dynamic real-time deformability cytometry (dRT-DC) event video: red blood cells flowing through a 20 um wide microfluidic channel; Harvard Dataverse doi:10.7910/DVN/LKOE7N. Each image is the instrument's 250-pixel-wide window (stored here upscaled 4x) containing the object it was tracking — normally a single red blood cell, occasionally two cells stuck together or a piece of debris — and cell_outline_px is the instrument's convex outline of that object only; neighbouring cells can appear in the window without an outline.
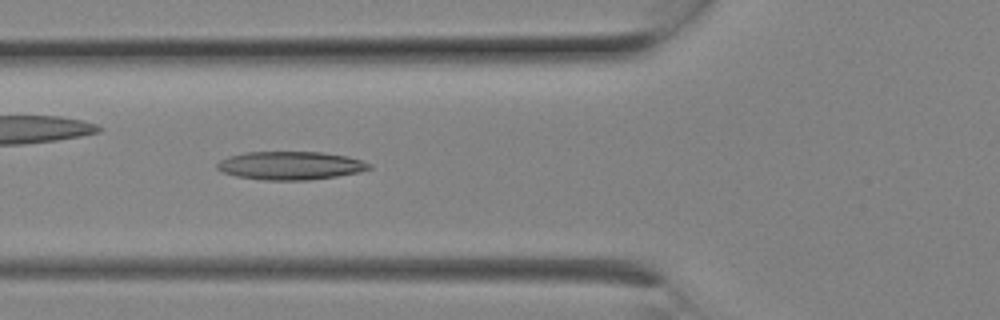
{"species": "Egyptian fruit bat (a non-hibernating species)", "species_latin": "Rousettus aegyptiacus", "temperature_condition": "room temperature", "stored_images_in_passage": 8, "camera_frame_rate_fps": 3000, "um_per_image_px": 0.085, "animal": {"sex": "female"}, "frame": {"image": 1, "passage_image": 7, "time_ms": 2.0, "image_size_px": [1000, 320], "cell_outline_px": [[372, 168], [360, 172], [336, 176], [308, 180], [264, 180], [236, 176], [220, 172], [216, 168], [216, 164], [220, 160], [228, 156], [244, 152], [324, 152], [348, 156], [372, 164]], "centroid_in_image_um": [24.67, 14.07], "position_along_channel_um": 101.1, "area_um2": 25.26}}